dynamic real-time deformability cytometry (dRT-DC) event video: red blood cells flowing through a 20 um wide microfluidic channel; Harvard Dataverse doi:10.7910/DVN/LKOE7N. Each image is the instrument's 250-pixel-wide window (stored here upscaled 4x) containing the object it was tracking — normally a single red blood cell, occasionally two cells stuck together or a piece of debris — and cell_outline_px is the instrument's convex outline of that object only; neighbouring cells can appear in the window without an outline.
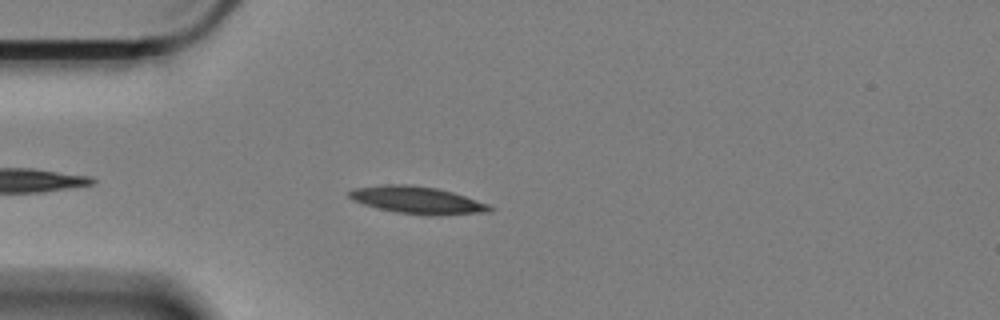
{"species": "Egyptian fruit bat (a non-hibernating species)", "species_latin": "Rousettus aegyptiacus", "temperature_condition": "cold", "stored_images_in_passage": 22, "camera_frame_rate_fps": 3000, "um_per_image_px": 0.085, "animal": {"sex": "female"}, "frame": {"image": 1, "passage_image": 6, "time_ms": 1.667, "image_size_px": [1000, 320], "cell_outline_px": [[496, 208], [492, 212], [436, 216], [428, 216], [396, 212], [376, 208], [352, 200], [348, 196], [348, 192], [352, 188], [388, 184], [404, 184], [436, 188], [452, 192], [488, 204]], "centroid_in_image_um": [35.49, 17.03], "position_along_channel_um": 49.5, "area_um2": 22.54}}
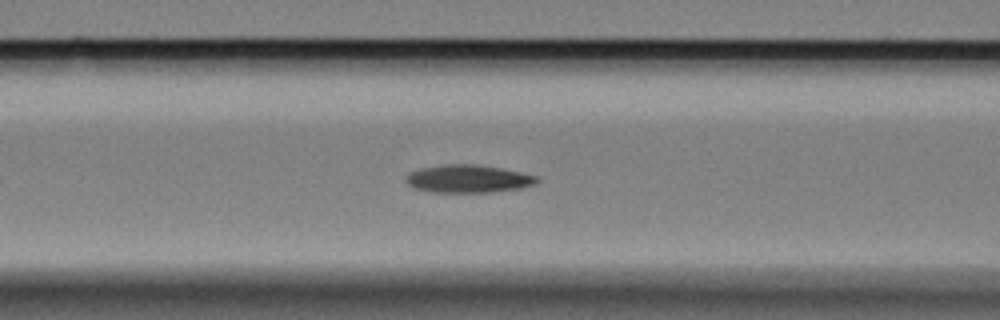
{"frame": {"image": 2, "passage_image": 14, "time_ms": 4.333, "image_size_px": [1000, 320], "cell_outline_px": [[540, 180], [536, 184], [520, 188], [492, 192], [428, 192], [412, 188], [404, 180], [412, 172], [420, 168], [444, 164], [476, 164], [500, 168], [520, 172], [536, 176]], "centroid_in_image_um": [39.78, 15.2], "position_along_channel_um": 126.8, "area_um2": 21.27}}
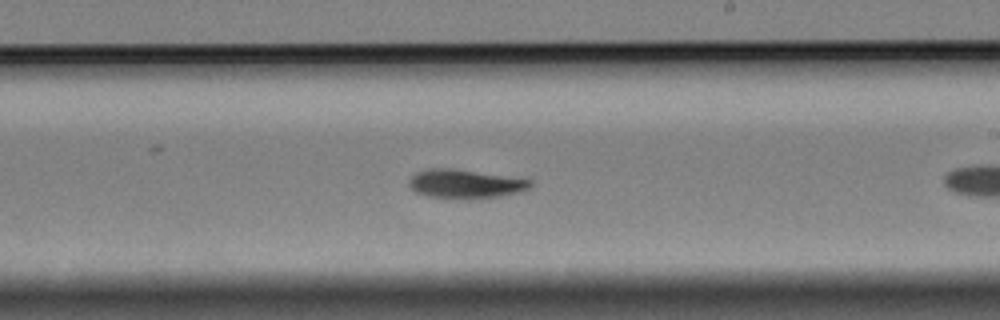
{"frame": {"image": 3, "passage_image": 21, "time_ms": 6.667, "image_size_px": [1000, 320], "cell_outline_px": [[532, 184], [528, 188], [516, 192], [500, 196], [468, 200], [452, 200], [428, 196], [416, 192], [408, 184], [408, 180], [416, 172], [432, 168], [448, 168], [532, 180]], "centroid_in_image_um": [39.48, 15.66], "position_along_channel_um": 249.5, "area_um2": 20.35}}